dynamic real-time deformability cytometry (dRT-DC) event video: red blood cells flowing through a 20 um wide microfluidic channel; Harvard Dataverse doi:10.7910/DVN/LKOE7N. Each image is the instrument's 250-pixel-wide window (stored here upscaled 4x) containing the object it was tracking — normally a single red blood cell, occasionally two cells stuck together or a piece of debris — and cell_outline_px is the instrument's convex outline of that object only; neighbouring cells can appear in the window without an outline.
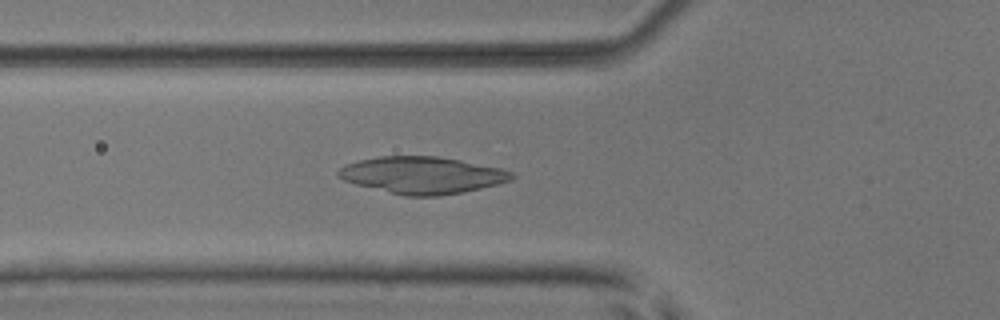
{"species": "common noctule bat (a hibernating species)", "species_latin": "Nyctalus noctula", "temperature_condition": "room temperature", "stored_images_in_passage": 52, "camera_frame_rate_fps": 3000, "um_per_image_px": 0.085, "animal": {"sex": "male", "body_mass_g": 17.9, "forearm_length_mm": 54.2}, "frame": {"image": 1, "passage_image": 19, "time_ms": 6.0, "image_size_px": [1000, 320], "cell_outline_px": [[516, 176], [512, 180], [464, 192], [436, 196], [404, 196], [356, 184], [344, 180], [336, 176], [336, 172], [344, 164], [360, 160], [380, 156], [436, 156], [460, 160], [500, 168], [512, 172]], "centroid_in_image_um": [35.87, 14.89], "position_along_channel_um": 89.9, "area_um2": 37.22}}
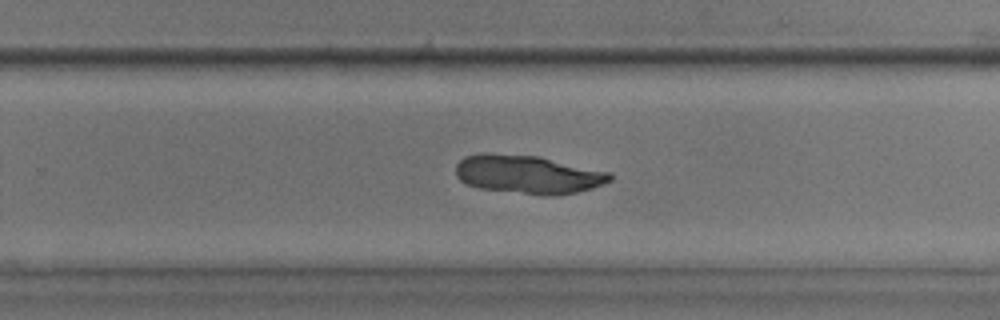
{"frame": {"image": 2, "passage_image": 34, "time_ms": 11.0, "image_size_px": [1000, 320], "cell_outline_px": [[612, 180], [592, 188], [576, 192], [556, 196], [552, 196], [480, 188], [468, 184], [460, 180], [456, 176], [456, 164], [464, 156], [540, 156], [612, 172]], "centroid_in_image_um": [44.98, 14.86], "position_along_channel_um": 284.8, "area_um2": 33.7}}
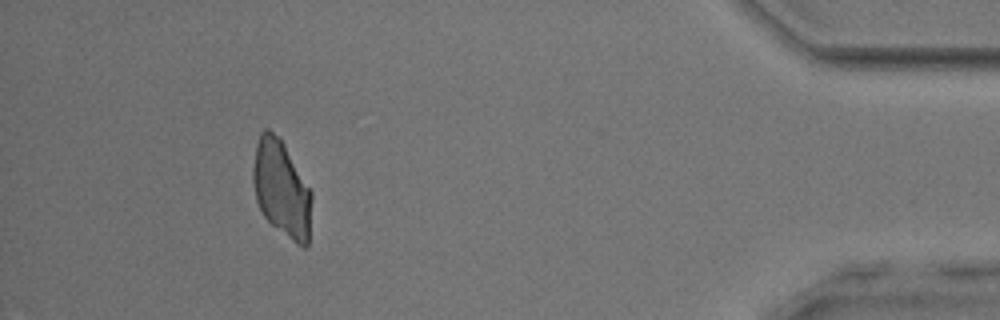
{"frame": {"image": 3, "passage_image": 48, "time_ms": 15.667, "image_size_px": [1000, 320], "cell_outline_px": [[312, 200], [308, 244], [304, 248], [296, 244], [272, 224], [264, 216], [256, 200], [252, 180], [252, 168], [256, 144], [260, 132], [264, 128], [268, 128], [280, 136], [312, 192]], "centroid_in_image_um": [23.92, 16.0], "position_along_channel_um": 411.3, "area_um2": 33.23}}